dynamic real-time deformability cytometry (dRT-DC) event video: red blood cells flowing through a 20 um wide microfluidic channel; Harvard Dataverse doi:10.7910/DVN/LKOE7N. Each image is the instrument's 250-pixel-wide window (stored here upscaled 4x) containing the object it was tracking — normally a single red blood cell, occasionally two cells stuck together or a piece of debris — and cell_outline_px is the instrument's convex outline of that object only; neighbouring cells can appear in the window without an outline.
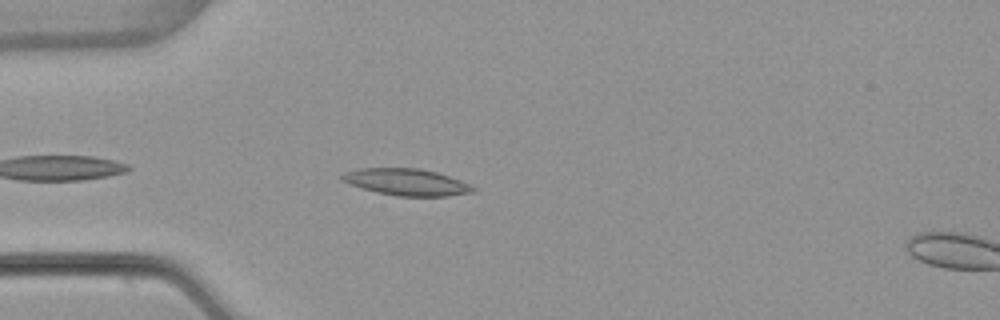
{"species": "common noctule bat (a hibernating species)", "species_latin": "Nyctalus noctula", "temperature_condition": "warm", "stored_images_in_passage": 6, "camera_frame_rate_fps": 3000, "um_per_image_px": 0.085, "animal": {"sex": "female", "body_mass_g": 22.7, "forearm_length_mm": 54.2}, "frame": {"image": 1, "passage_image": 4, "time_ms": 1.0, "image_size_px": [1000, 320], "cell_outline_px": [[476, 192], [448, 196], [396, 196], [376, 192], [360, 188], [340, 180], [340, 176], [344, 172], [360, 168], [420, 168], [436, 172], [460, 180], [476, 188]], "centroid_in_image_um": [34.53, 15.48], "position_along_channel_um": 50.5, "area_um2": 20.52}}